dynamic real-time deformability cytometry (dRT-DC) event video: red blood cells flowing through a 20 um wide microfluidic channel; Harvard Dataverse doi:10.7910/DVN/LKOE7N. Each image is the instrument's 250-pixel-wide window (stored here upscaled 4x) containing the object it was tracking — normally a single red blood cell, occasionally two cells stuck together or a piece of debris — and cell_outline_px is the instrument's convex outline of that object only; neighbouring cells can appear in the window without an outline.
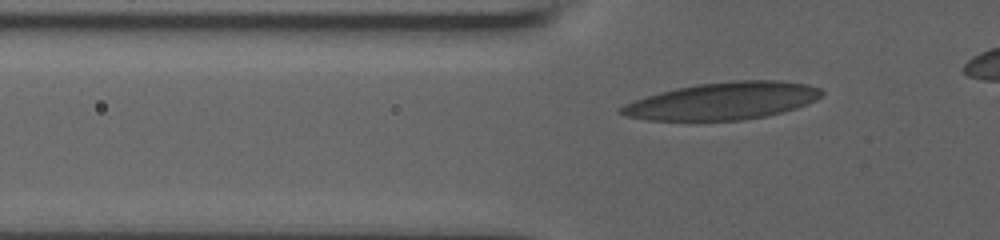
{"species": "human", "species_latin": "Homo sapiens", "temperature_condition": "room temperature", "stored_images_in_passage": 58, "camera_frame_rate_fps": 3000, "um_per_image_px": 0.085, "donor": {"sex": "male"}, "frame": {"image": 1, "passage_image": 10, "time_ms": 2.0, "image_size_px": [1000, 240], "cell_outline_px": [[824, 92], [816, 100], [796, 108], [764, 116], [740, 120], [648, 120], [624, 116], [620, 112], [620, 108], [636, 100], [660, 92], [676, 88], [700, 84], [732, 80], [780, 80], [808, 84], [820, 88]], "centroid_in_image_um": [61.49, 8.57], "position_along_channel_um": 64.3, "area_um2": 43.12}}
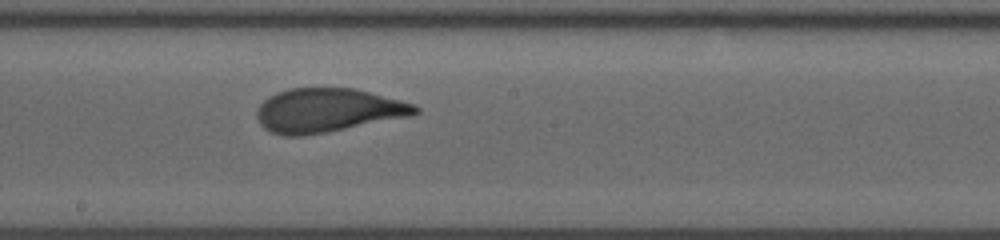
{"frame": {"image": 2, "passage_image": 33, "time_ms": 6.333, "image_size_px": [1000, 240], "cell_outline_px": [[420, 112], [412, 116], [304, 136], [284, 136], [272, 132], [264, 128], [260, 124], [256, 116], [256, 112], [260, 104], [268, 96], [276, 92], [292, 88], [356, 88], [400, 100], [412, 104], [420, 108]], "centroid_in_image_um": [27.84, 9.38], "position_along_channel_um": 220.4, "area_um2": 40.52}}
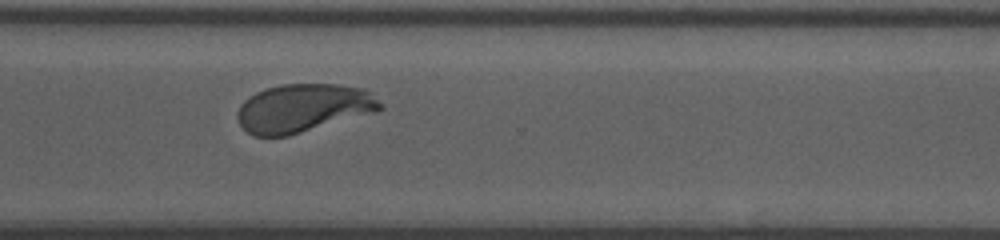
{"frame": {"image": 3, "passage_image": 57, "time_ms": 9.667, "image_size_px": [1000, 240], "cell_outline_px": [[384, 108], [376, 112], [288, 136], [252, 136], [240, 124], [236, 116], [236, 112], [240, 104], [248, 96], [256, 92], [268, 88], [284, 84], [336, 84], [364, 88], [384, 104]], "centroid_in_image_um": [25.78, 9.19], "position_along_channel_um": 344.8, "area_um2": 40.4}}